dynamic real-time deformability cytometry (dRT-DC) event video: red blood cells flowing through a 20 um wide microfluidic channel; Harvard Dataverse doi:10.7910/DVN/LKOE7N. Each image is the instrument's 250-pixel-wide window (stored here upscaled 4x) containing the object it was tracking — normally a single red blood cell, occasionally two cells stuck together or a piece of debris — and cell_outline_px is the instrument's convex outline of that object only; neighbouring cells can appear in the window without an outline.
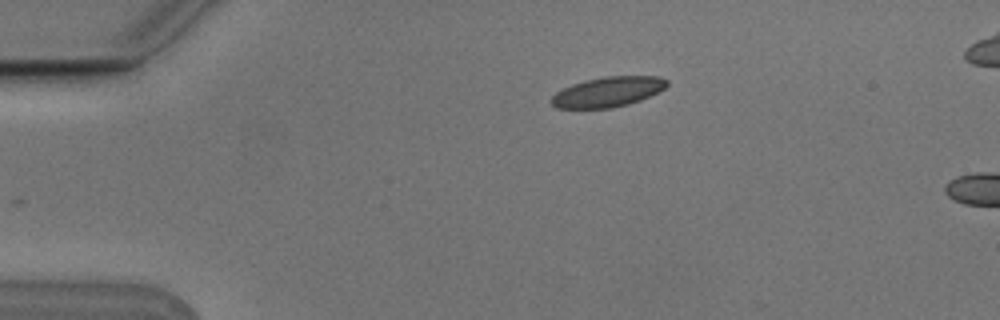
{"species": "Egyptian fruit bat (a non-hibernating species)", "species_latin": "Rousettus aegyptiacus", "temperature_condition": "cold", "stored_images_in_passage": 4, "camera_frame_rate_fps": 3000, "um_per_image_px": 0.085, "animal": {"sex": "male"}, "frame": {"image": 1, "passage_image": 4, "time_ms": 1.0, "image_size_px": [1000, 320], "cell_outline_px": [[668, 84], [664, 88], [640, 100], [628, 104], [612, 108], [556, 108], [552, 104], [552, 96], [556, 92], [572, 84], [584, 80], [604, 76], [660, 76], [668, 80]], "centroid_in_image_um": [51.66, 7.8], "position_along_channel_um": 33.3, "area_um2": 20.11}}